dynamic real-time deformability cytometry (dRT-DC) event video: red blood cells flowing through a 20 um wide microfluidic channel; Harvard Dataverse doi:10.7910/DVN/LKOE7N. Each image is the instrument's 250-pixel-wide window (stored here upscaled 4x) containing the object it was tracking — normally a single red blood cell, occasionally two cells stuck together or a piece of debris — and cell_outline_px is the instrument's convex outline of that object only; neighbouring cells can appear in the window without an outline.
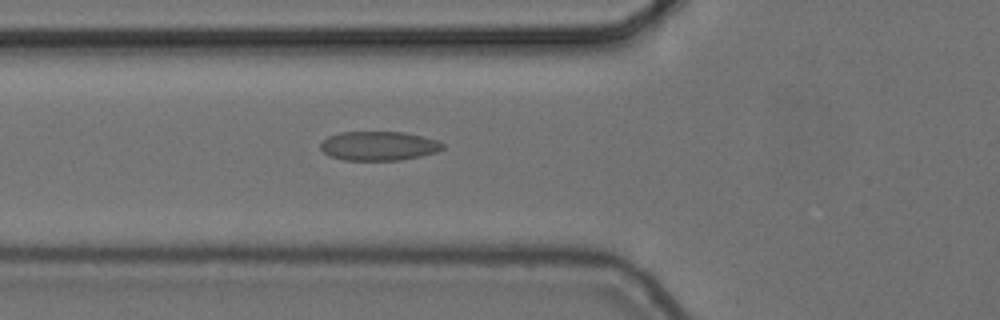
{"species": "common noctule bat (a hibernating species)", "species_latin": "Nyctalus noctula", "temperature_condition": "cold", "stored_images_in_passage": 6, "camera_frame_rate_fps": 3000, "um_per_image_px": 0.085, "animal": {"sex": "female", "body_mass_g": 24.6, "forearm_length_mm": 56.2}, "frame": {"image": 1, "passage_image": 6, "time_ms": 1.667, "image_size_px": [1000, 320], "cell_outline_px": [[444, 148], [436, 152], [420, 156], [400, 160], [344, 160], [328, 156], [320, 148], [320, 144], [328, 136], [340, 132], [404, 132], [436, 140], [444, 144]], "centroid_in_image_um": [32.16, 12.4], "position_along_channel_um": 93.6, "area_um2": 20.69}}